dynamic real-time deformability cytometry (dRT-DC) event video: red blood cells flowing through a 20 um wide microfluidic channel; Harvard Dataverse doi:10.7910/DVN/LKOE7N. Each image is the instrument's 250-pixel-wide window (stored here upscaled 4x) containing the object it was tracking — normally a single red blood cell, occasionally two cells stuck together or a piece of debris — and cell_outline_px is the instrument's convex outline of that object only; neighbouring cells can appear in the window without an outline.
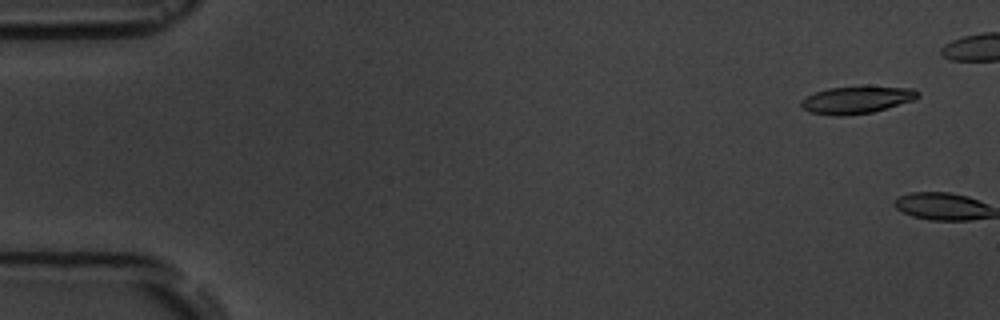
{"species": "common noctule bat (a hibernating species)", "species_latin": "Nyctalus noctula", "temperature_condition": "room temperature", "stored_images_in_passage": 2, "camera_frame_rate_fps": 3000, "um_per_image_px": 0.085, "animal": {"sex": "male", "body_mass_g": 19.5, "forearm_length_mm": 54.6}, "frame": {"image": 1, "passage_image": 1, "time_ms": 0.0, "image_size_px": [1000, 320], "cell_outline_px": [[920, 96], [916, 100], [872, 112], [844, 116], [836, 116], [808, 112], [800, 104], [800, 100], [816, 92], [828, 88], [912, 88], [920, 92]], "centroid_in_image_um": [72.82, 8.52], "position_along_channel_um": 12.2, "area_um2": 18.09}}